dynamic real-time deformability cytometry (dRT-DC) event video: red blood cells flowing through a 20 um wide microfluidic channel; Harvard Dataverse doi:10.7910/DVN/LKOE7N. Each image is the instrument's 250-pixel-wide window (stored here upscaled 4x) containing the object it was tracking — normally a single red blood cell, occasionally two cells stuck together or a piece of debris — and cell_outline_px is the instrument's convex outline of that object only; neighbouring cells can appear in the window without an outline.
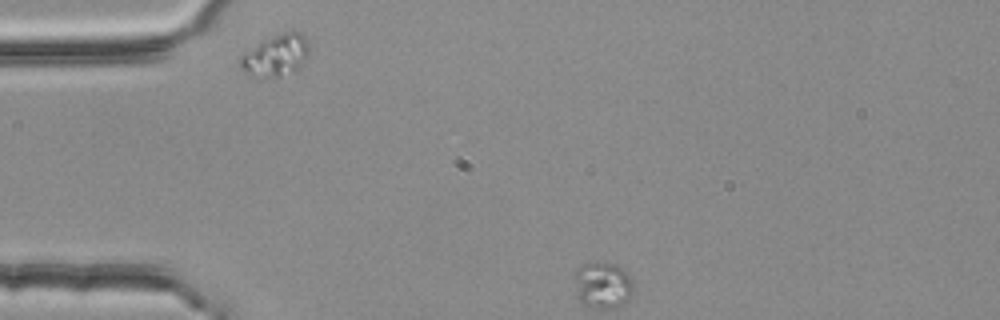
{"species": "common noctule bat (a hibernating species)", "species_latin": "Nyctalus noctula", "temperature_condition": "room temperature", "stored_images_in_passage": 5, "segment_of_instrument_passage": [1, 2], "camera_frame_rate_fps": 3000, "um_per_image_px": 0.085, "animal": {"sex": "female", "body_mass_g": 25.1}, "frame": {"image": 1, "passage_image": 1, "time_ms": 0.0, "image_size_px": [1000, 320], "cell_outline_px": [[308, 56], [296, 68], [280, 76], [264, 76], [248, 72], [240, 64], [240, 56], [264, 40], [292, 28], [300, 32], [308, 40]], "centroid_in_image_um": [23.51, 4.62], "position_along_channel_um": 61.5, "area_um2": 15.95}}